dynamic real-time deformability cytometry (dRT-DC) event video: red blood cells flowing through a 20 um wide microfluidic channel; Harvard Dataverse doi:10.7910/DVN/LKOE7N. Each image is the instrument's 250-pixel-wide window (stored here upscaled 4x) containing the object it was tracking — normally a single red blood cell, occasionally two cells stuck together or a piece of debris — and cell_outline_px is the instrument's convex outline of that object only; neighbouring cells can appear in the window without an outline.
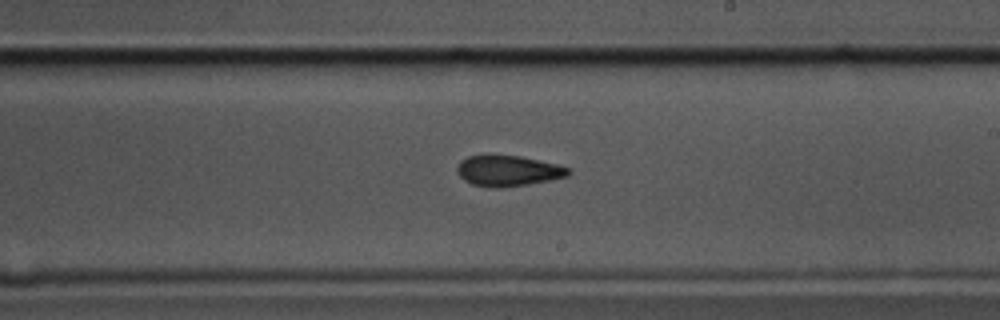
{"species": "common noctule bat (a hibernating species)", "species_latin": "Nyctalus noctula", "temperature_condition": "cold", "stored_images_in_passage": 57, "camera_frame_rate_fps": 3000, "um_per_image_px": 0.085, "animal": {"sex": "male", "body_mass_g": 17.5, "forearm_length_mm": 52.3}, "frame": {"image": 1, "passage_image": 33, "time_ms": 10.667, "image_size_px": [1000, 320], "cell_outline_px": [[572, 172], [568, 176], [528, 184], [500, 188], [492, 188], [472, 184], [464, 180], [456, 172], [456, 168], [460, 160], [468, 156], [484, 152], [492, 152], [520, 156], [556, 164], [568, 168]], "centroid_in_image_um": [43.1, 14.47], "position_along_channel_um": 245.9, "area_um2": 20.58}}
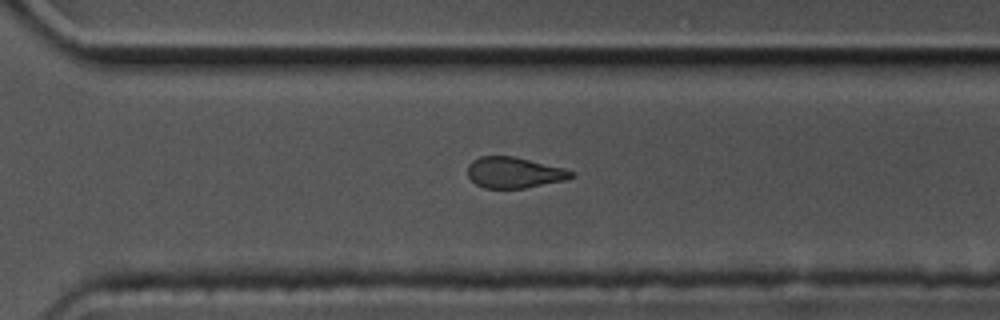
{"frame": {"image": 2, "passage_image": 40, "time_ms": 13.0, "image_size_px": [1000, 320], "cell_outline_px": [[576, 176], [564, 180], [524, 188], [484, 188], [476, 184], [468, 176], [468, 164], [472, 160], [480, 156], [516, 156], [564, 168], [576, 172]], "centroid_in_image_um": [43.71, 14.66], "position_along_channel_um": 326.9, "area_um2": 18.79}}
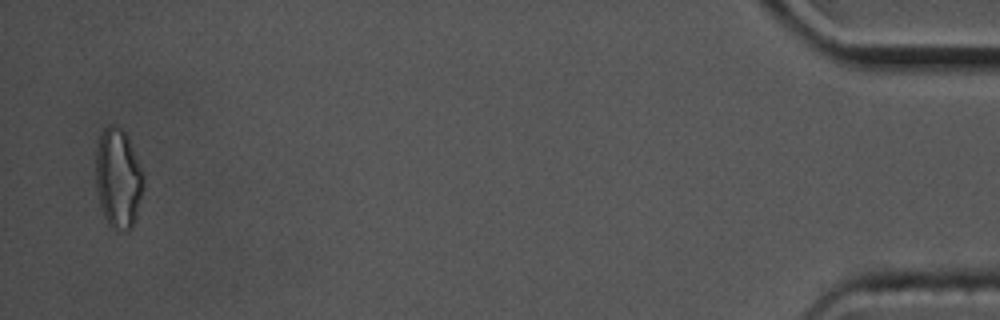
{"frame": {"image": 3, "passage_image": 56, "time_ms": 18.333, "image_size_px": [1000, 320], "cell_outline_px": [[144, 188], [136, 216], [132, 228], [116, 232], [112, 228], [104, 216], [100, 204], [96, 184], [96, 152], [100, 136], [104, 128], [108, 124], [116, 124], [128, 136], [144, 176]], "centroid_in_image_um": [10.06, 15.16], "position_along_channel_um": 425.1, "area_um2": 27.74}, "authors_computed_cell_mechanics": {"area_um2": 20.4612, "velocity_mm_per_s": 3.4773, "shape_relaxation_time_tau1_ms": null, "shape_relaxation_time_tau2_ms": 5.5696, "deformation_change_tau1": null, "deformation_change_tau2": 0.1393}}